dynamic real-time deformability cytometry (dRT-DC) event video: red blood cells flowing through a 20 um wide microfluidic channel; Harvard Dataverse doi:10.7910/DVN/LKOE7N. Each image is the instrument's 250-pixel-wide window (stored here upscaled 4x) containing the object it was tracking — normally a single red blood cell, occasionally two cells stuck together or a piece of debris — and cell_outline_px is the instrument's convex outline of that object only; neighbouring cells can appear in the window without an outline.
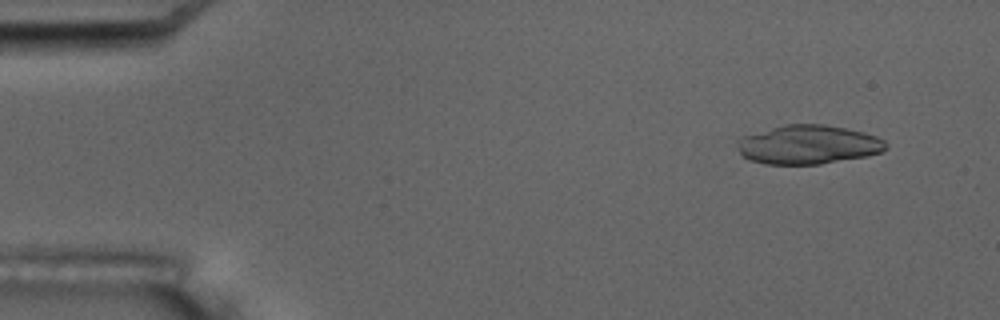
{"species": "common noctule bat (a hibernating species)", "species_latin": "Nyctalus noctula", "temperature_condition": "room temperature", "stored_images_in_passage": 6, "camera_frame_rate_fps": 3000, "um_per_image_px": 0.085, "animal": {"sex": "male", "body_mass_g": 17.5, "forearm_length_mm": 52.3}, "frame": {"image": 1, "passage_image": 1, "time_ms": 0.0, "image_size_px": [1000, 320], "cell_outline_px": [[888, 148], [880, 152], [868, 156], [820, 164], [764, 164], [752, 160], [744, 156], [740, 152], [736, 144], [736, 140], [740, 136], [784, 124], [824, 124], [864, 132], [876, 136], [884, 140], [888, 144]], "centroid_in_image_um": [68.69, 12.29], "position_along_channel_um": 16.3, "area_um2": 33.93}}